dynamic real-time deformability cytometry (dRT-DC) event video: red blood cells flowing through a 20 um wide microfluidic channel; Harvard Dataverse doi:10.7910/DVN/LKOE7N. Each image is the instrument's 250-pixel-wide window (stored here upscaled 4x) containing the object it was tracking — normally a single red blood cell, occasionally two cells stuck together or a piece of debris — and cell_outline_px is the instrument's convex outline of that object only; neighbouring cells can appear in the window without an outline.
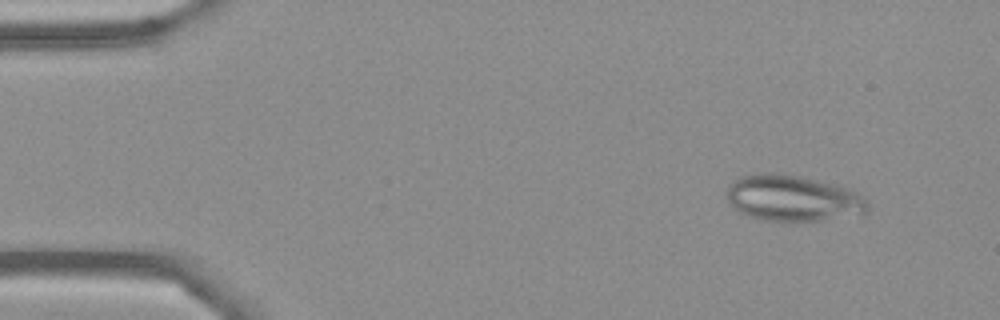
{"species": "Egyptian fruit bat (a non-hibernating species)", "species_latin": "Rousettus aegyptiacus", "temperature_condition": "cold", "stored_images_in_passage": 52, "camera_frame_rate_fps": 3000, "um_per_image_px": 0.085, "frame": {"image": 1, "passage_image": 2, "time_ms": 0.333, "image_size_px": [1000, 320], "cell_outline_px": [[868, 212], [824, 220], [764, 220], [740, 212], [728, 200], [724, 192], [728, 184], [732, 180], [740, 176], [760, 172], [780, 172], [800, 176], [836, 184], [848, 188], [864, 196], [868, 200]], "centroid_in_image_um": [67.37, 16.8], "position_along_channel_um": 17.6, "area_um2": 38.03}}
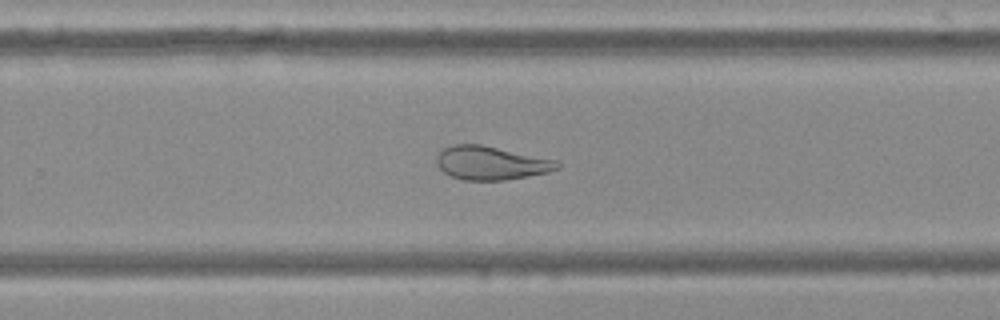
{"frame": {"image": 2, "passage_image": 32, "time_ms": 10.333, "image_size_px": [1000, 320], "cell_outline_px": [[560, 168], [548, 172], [528, 176], [504, 180], [464, 180], [452, 176], [444, 172], [436, 164], [436, 156], [444, 148], [452, 144], [480, 144], [556, 160], [560, 164]], "centroid_in_image_um": [41.72, 13.85], "position_along_channel_um": 288.1, "area_um2": 23.47}}
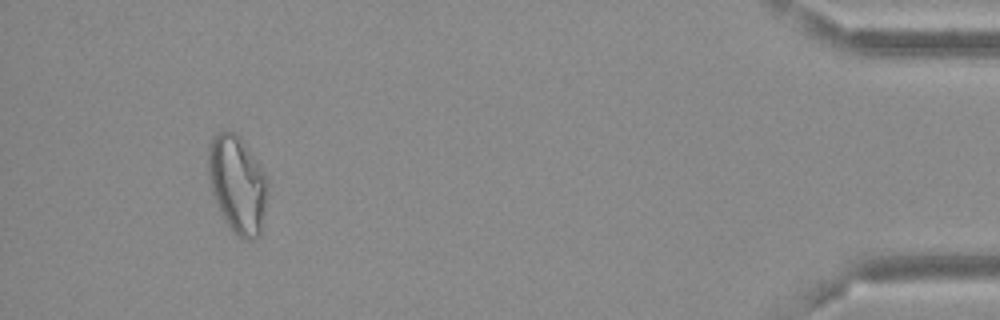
{"frame": {"image": 3, "passage_image": 48, "time_ms": 15.667, "image_size_px": [1000, 320], "cell_outline_px": [[268, 184], [264, 212], [260, 232], [252, 240], [244, 240], [236, 236], [232, 232], [212, 192], [208, 176], [208, 144], [212, 136], [220, 132], [236, 132], [248, 148], [268, 176]], "centroid_in_image_um": [20.18, 15.64], "position_along_channel_um": 415.0, "area_um2": 33.52}}